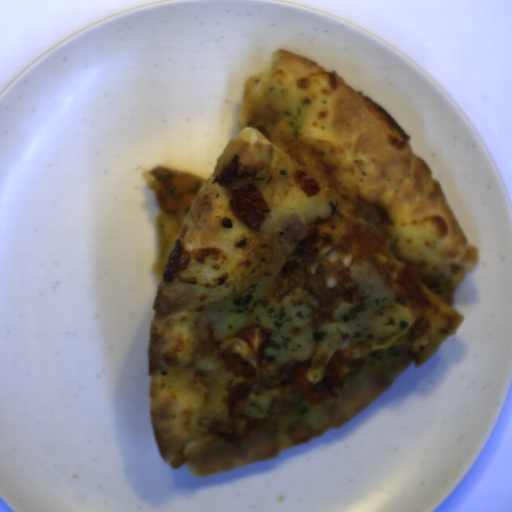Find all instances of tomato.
<instances>
[{"label": "tomato", "mask_w": 512, "mask_h": 512, "mask_svg": "<svg viewBox=\"0 0 512 512\" xmlns=\"http://www.w3.org/2000/svg\"><path fill=\"white\" fill-rule=\"evenodd\" d=\"M302 188L305 191V193L311 197L316 196L321 191V186H320L319 182H317L314 179L304 181Z\"/></svg>", "instance_id": "7"}, {"label": "tomato", "mask_w": 512, "mask_h": 512, "mask_svg": "<svg viewBox=\"0 0 512 512\" xmlns=\"http://www.w3.org/2000/svg\"><path fill=\"white\" fill-rule=\"evenodd\" d=\"M226 367L231 369L236 375L248 378H255V369L239 353H229L223 357Z\"/></svg>", "instance_id": "5"}, {"label": "tomato", "mask_w": 512, "mask_h": 512, "mask_svg": "<svg viewBox=\"0 0 512 512\" xmlns=\"http://www.w3.org/2000/svg\"><path fill=\"white\" fill-rule=\"evenodd\" d=\"M397 277L399 281L410 291V293L425 305H429L419 277L414 267L398 268Z\"/></svg>", "instance_id": "4"}, {"label": "tomato", "mask_w": 512, "mask_h": 512, "mask_svg": "<svg viewBox=\"0 0 512 512\" xmlns=\"http://www.w3.org/2000/svg\"><path fill=\"white\" fill-rule=\"evenodd\" d=\"M247 391L246 382H242L228 389L227 410L229 414L233 415L237 402L246 394Z\"/></svg>", "instance_id": "6"}, {"label": "tomato", "mask_w": 512, "mask_h": 512, "mask_svg": "<svg viewBox=\"0 0 512 512\" xmlns=\"http://www.w3.org/2000/svg\"><path fill=\"white\" fill-rule=\"evenodd\" d=\"M310 365L305 362L296 368V381L306 400L312 406H316L322 402L336 399L337 394L334 388L343 390L344 385L332 362L328 361L322 380L317 384L310 383L306 376Z\"/></svg>", "instance_id": "1"}, {"label": "tomato", "mask_w": 512, "mask_h": 512, "mask_svg": "<svg viewBox=\"0 0 512 512\" xmlns=\"http://www.w3.org/2000/svg\"><path fill=\"white\" fill-rule=\"evenodd\" d=\"M274 330L258 325L238 330L233 339H238L248 345L255 363H260L261 352L273 335Z\"/></svg>", "instance_id": "3"}, {"label": "tomato", "mask_w": 512, "mask_h": 512, "mask_svg": "<svg viewBox=\"0 0 512 512\" xmlns=\"http://www.w3.org/2000/svg\"><path fill=\"white\" fill-rule=\"evenodd\" d=\"M231 210L249 228L263 222L269 212L266 199L259 188L246 185L235 191L230 200Z\"/></svg>", "instance_id": "2"}]
</instances>
